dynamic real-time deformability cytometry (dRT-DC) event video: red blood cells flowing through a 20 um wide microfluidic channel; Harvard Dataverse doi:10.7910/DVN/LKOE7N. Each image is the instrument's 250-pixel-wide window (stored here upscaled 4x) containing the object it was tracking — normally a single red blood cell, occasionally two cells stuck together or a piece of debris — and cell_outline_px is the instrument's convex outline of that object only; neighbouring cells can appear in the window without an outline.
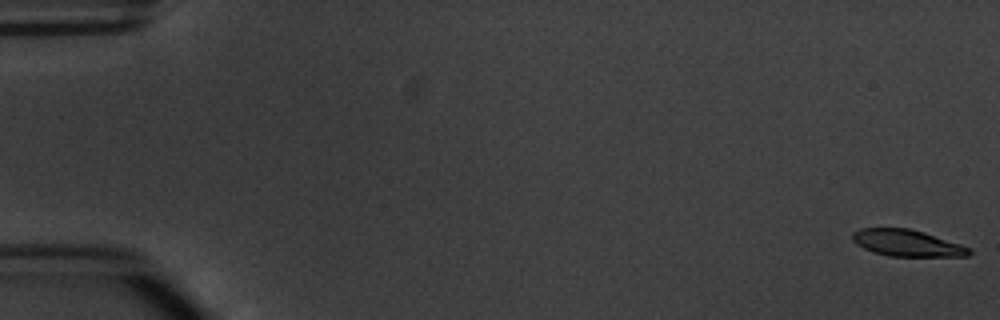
{"species": "common noctule bat (a hibernating species)", "species_latin": "Nyctalus noctula", "temperature_condition": "warm", "stored_images_in_passage": 9, "camera_frame_rate_fps": 3000, "um_per_image_px": 0.085, "animal": {"sex": "male", "body_mass_g": 20.1, "forearm_length_mm": 53.5}, "frame": {"image": 1, "passage_image": 1, "time_ms": 0.0, "image_size_px": [1000, 320], "cell_outline_px": [[972, 252], [968, 256], [888, 256], [872, 252], [856, 244], [852, 240], [852, 232], [860, 228], [908, 228], [924, 232], [960, 244], [968, 248]], "centroid_in_image_um": [77.05, 20.65], "position_along_channel_um": 8.0, "area_um2": 18.03}}
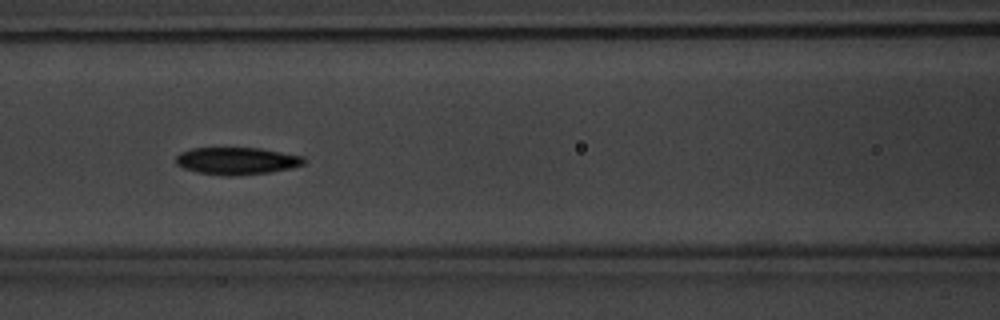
{"frame": {"image": 2, "passage_image": 7, "time_ms": 7.667, "image_size_px": [1000, 320], "cell_outline_px": [[308, 160], [304, 164], [288, 168], [268, 172], [232, 176], [220, 176], [196, 172], [184, 168], [176, 164], [176, 156], [180, 152], [192, 148], [260, 148], [304, 156]], "centroid_in_image_um": [20.11, 13.67], "position_along_channel_um": 146.5, "area_um2": 20.4}}
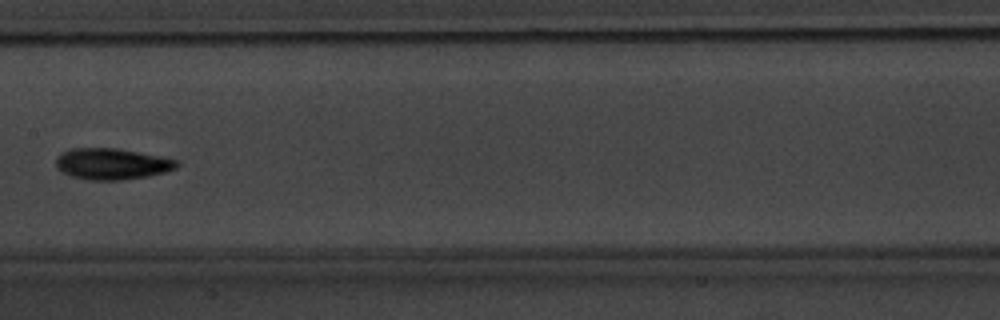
{"frame": {"image": 3, "passage_image": 8, "time_ms": 9.0, "image_size_px": [1000, 320], "cell_outline_px": [[180, 164], [176, 168], [164, 172], [148, 176], [124, 180], [88, 180], [72, 176], [60, 172], [56, 168], [56, 156], [60, 152], [72, 148], [116, 148], [176, 160]], "centroid_in_image_um": [9.44, 13.94], "position_along_channel_um": 198.0, "area_um2": 21.96}}